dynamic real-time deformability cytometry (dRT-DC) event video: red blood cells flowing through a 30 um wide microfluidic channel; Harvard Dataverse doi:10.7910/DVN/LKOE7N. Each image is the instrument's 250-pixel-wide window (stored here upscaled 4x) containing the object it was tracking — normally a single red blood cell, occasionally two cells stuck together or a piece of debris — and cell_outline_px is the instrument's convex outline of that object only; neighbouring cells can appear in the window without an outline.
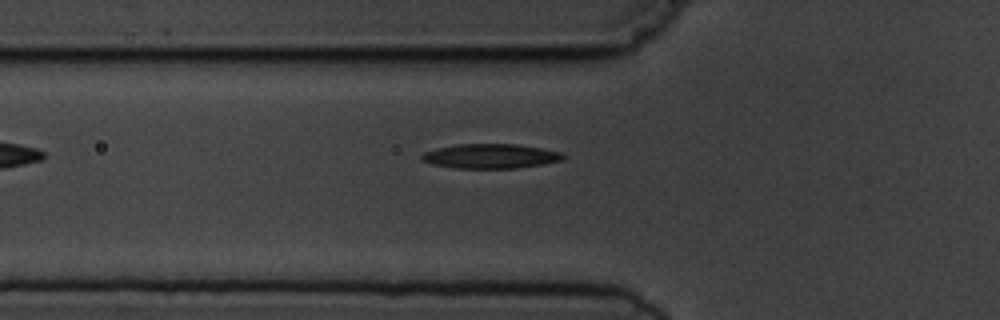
{"species": "common noctule bat (a hibernating species)", "species_latin": "Nyctalus noctula", "temperature_condition": "cold", "stored_images_in_passage": 5, "camera_frame_rate_fps": 3000, "um_per_image_px": 0.085, "animal": {"sex": "male", "body_mass_g": 19.5, "forearm_length_mm": 54.6}, "frame": {"image": 1, "passage_image": 5, "time_ms": 5.667, "image_size_px": [1000, 320], "cell_outline_px": [[564, 156], [560, 160], [540, 164], [516, 168], [456, 168], [432, 164], [420, 160], [420, 156], [424, 152], [436, 148], [460, 144], [516, 144], [540, 148], [560, 152]], "centroid_in_image_um": [41.61, 13.27], "position_along_channel_um": 84.2, "area_um2": 19.94}}